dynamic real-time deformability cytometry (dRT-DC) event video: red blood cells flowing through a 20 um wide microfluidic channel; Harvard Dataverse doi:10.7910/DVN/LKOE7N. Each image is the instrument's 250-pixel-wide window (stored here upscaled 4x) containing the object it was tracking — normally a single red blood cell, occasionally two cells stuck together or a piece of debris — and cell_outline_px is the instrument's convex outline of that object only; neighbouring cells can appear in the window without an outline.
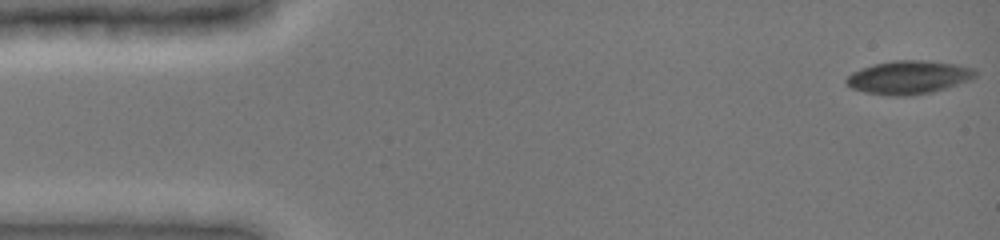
{"species": "common noctule bat (a hibernating species)", "species_latin": "Nyctalus noctula", "temperature_condition": "cold", "stored_images_in_passage": 48, "camera_frame_rate_fps": 3000, "um_per_image_px": 0.085, "animal": {"sex": "female", "body_mass_g": 19.0, "forearm_length_mm": 51.5}, "frame": {"image": 1, "passage_image": 1, "time_ms": 0.0, "image_size_px": [1000, 240], "cell_outline_px": [[976, 76], [972, 80], [932, 92], [908, 96], [892, 96], [864, 92], [852, 88], [844, 80], [852, 72], [860, 68], [872, 64], [896, 60], [924, 60], [956, 64], [976, 68]], "centroid_in_image_um": [77.25, 6.57], "position_along_channel_um": 7.7, "area_um2": 25.26}}
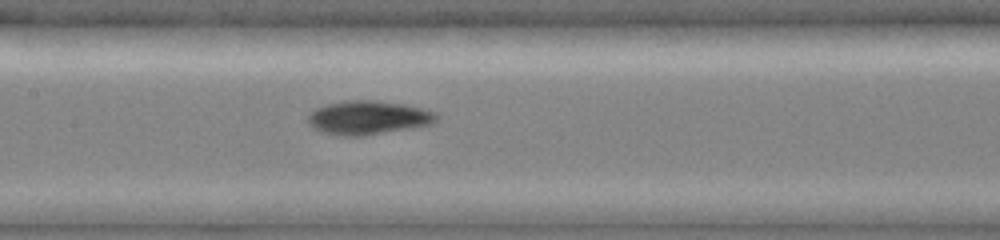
{"frame": {"image": 2, "passage_image": 23, "time_ms": 7.333, "image_size_px": [1000, 240], "cell_outline_px": [[440, 116], [432, 124], [412, 128], [364, 136], [336, 136], [312, 128], [308, 120], [308, 116], [316, 108], [328, 104], [344, 100], [372, 100], [404, 104], [436, 112]], "centroid_in_image_um": [31.31, 10.01], "position_along_channel_um": 176.1, "area_um2": 25.37}}
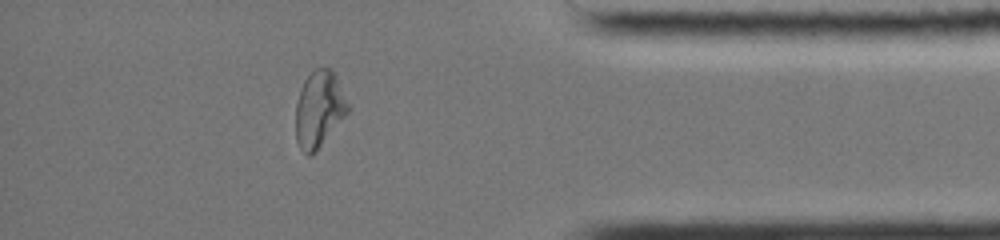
{"frame": {"image": 3, "passage_image": 42, "time_ms": 13.667, "image_size_px": [1000, 240], "cell_outline_px": [[352, 108], [316, 152], [312, 156], [308, 156], [300, 148], [296, 140], [296, 104], [300, 88], [304, 80], [312, 68], [332, 68]], "centroid_in_image_um": [27.14, 9.27], "position_along_channel_um": 408.1, "area_um2": 23.7}, "authors_computed_cell_mechanics": {"area_um2": 24.0448, "velocity_mm_per_s": 3.9274, "shape_relaxation_time_tau1_ms": 4.1831, "shape_relaxation_time_tau2_ms": 4.3588, "deformation_change_tau1": 0.1607, "deformation_change_tau2": 0.1134}}